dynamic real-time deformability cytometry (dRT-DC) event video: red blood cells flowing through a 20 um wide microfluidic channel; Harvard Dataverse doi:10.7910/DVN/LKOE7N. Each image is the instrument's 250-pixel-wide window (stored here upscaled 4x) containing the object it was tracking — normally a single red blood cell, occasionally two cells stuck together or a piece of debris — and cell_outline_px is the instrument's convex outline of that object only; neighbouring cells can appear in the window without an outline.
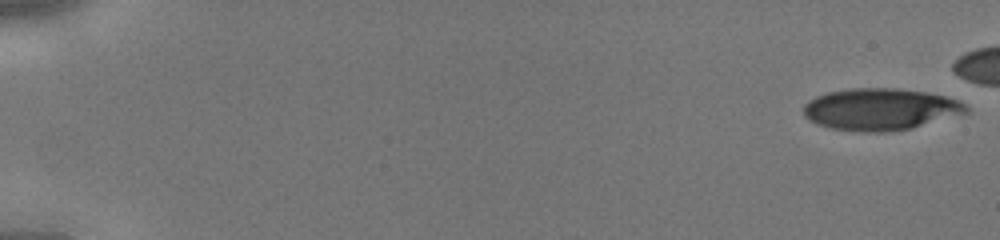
{"species": "human", "species_latin": "Homo sapiens", "temperature_condition": "cold", "stored_images_in_passage": 41, "camera_frame_rate_fps": 3000, "um_per_image_px": 0.085, "donor": {"sex": "male"}, "frame": {"image": 1, "passage_image": 1, "time_ms": 0.0, "image_size_px": [1000, 240], "cell_outline_px": [[968, 112], [912, 128], [892, 132], [864, 132], [832, 128], [808, 120], [804, 116], [804, 104], [808, 100], [816, 96], [828, 92], [852, 88], [900, 88], [924, 92], [944, 96], [960, 100], [968, 108]], "centroid_in_image_um": [74.82, 9.28], "position_along_channel_um": 10.2, "area_um2": 39.59}}
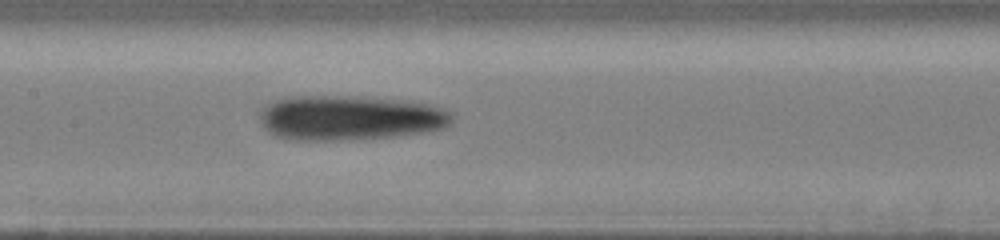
{"frame": {"image": 2, "passage_image": 23, "time_ms": 7.333, "image_size_px": [1000, 240], "cell_outline_px": [[452, 124], [444, 128], [424, 132], [388, 136], [332, 140], [292, 140], [276, 136], [268, 132], [260, 124], [260, 108], [276, 100], [296, 96], [352, 96], [400, 100], [428, 104], [448, 108], [452, 112]], "centroid_in_image_um": [29.73, 10.0], "position_along_channel_um": 177.7, "area_um2": 50.17}}
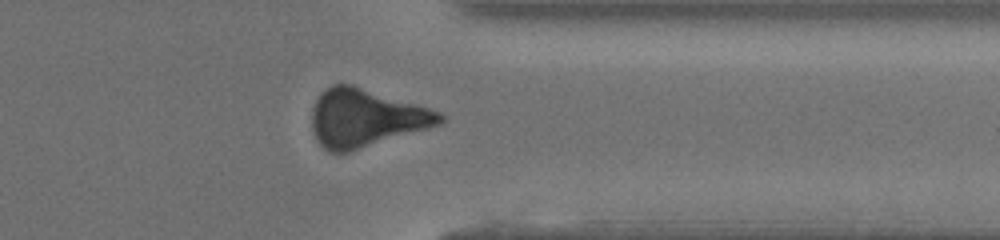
{"frame": {"image": 3, "passage_image": 36, "time_ms": 11.667, "image_size_px": [1000, 240], "cell_outline_px": [[444, 120], [440, 124], [428, 128], [348, 152], [328, 152], [316, 140], [312, 128], [312, 108], [320, 92], [324, 88], [332, 84], [352, 84], [416, 104], [440, 112], [444, 116]], "centroid_in_image_um": [31.04, 10.02], "position_along_channel_um": 380.4, "area_um2": 42.89}}